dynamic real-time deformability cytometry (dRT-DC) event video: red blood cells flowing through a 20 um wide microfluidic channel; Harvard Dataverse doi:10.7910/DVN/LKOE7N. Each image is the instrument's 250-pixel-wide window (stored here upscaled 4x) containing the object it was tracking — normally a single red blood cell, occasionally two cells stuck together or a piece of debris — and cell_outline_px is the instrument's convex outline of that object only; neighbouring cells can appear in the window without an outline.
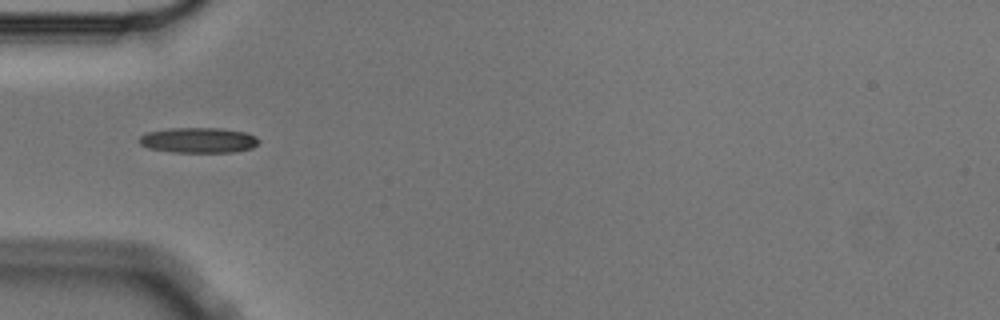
{"species": "Egyptian fruit bat (a non-hibernating species)", "species_latin": "Rousettus aegyptiacus", "temperature_condition": "cold", "stored_images_in_passage": 3, "camera_frame_rate_fps": 3000, "um_per_image_px": 0.085, "animal": {"sex": "male"}, "frame": {"image": 1, "passage_image": 1, "time_ms": 0.0, "image_size_px": [1000, 320], "cell_outline_px": [[260, 140], [252, 148], [232, 152], [172, 152], [148, 148], [140, 144], [136, 140], [144, 132], [168, 128], [220, 128], [244, 132], [256, 136]], "centroid_in_image_um": [16.81, 11.91], "position_along_channel_um": 68.2, "area_um2": 17.8}}
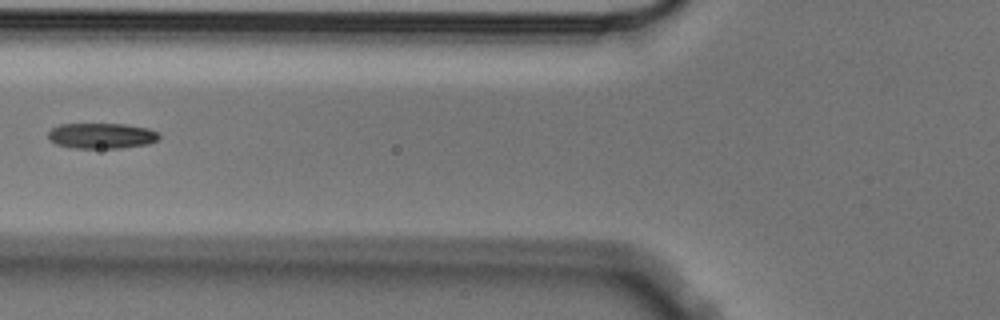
{"frame": {"image": 2, "passage_image": 2, "time_ms": 0.333, "image_size_px": [1000, 320], "cell_outline_px": [[160, 136], [156, 140], [148, 144], [120, 148], [72, 148], [56, 144], [48, 140], [48, 132], [52, 128], [60, 124], [124, 124], [148, 128], [160, 132]], "centroid_in_image_um": [8.62, 11.54], "position_along_channel_um": 117.2, "area_um2": 16.65}}
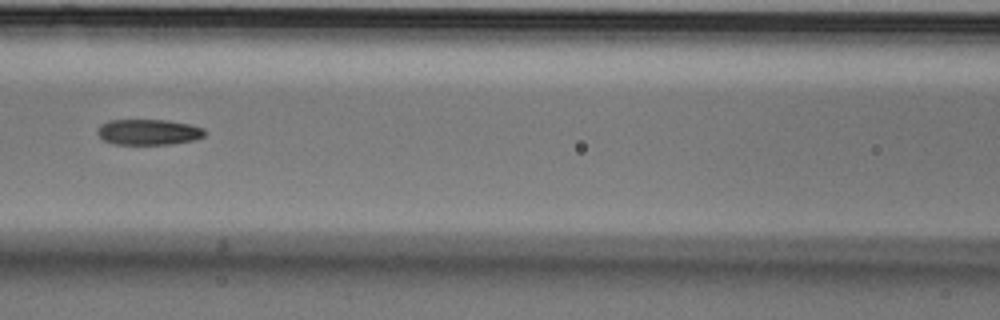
{"frame": {"image": 3, "passage_image": 3, "time_ms": 0.667, "image_size_px": [1000, 320], "cell_outline_px": [[204, 136], [196, 140], [172, 144], [112, 144], [104, 140], [96, 132], [100, 124], [108, 120], [168, 120], [192, 124], [204, 128]], "centroid_in_image_um": [12.64, 11.22], "position_along_channel_um": 154.0, "area_um2": 16.24}}